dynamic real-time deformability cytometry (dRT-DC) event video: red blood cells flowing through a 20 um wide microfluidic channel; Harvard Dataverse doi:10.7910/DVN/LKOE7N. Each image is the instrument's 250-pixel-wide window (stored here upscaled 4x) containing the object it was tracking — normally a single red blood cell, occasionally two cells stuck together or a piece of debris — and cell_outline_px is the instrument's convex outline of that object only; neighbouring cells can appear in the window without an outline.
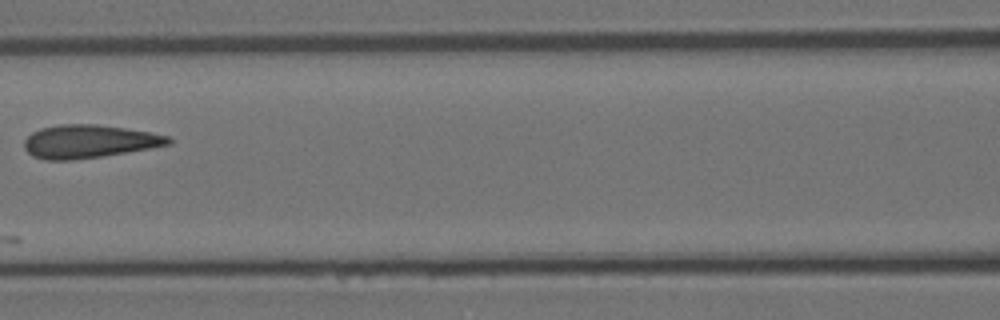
{"species": "Egyptian fruit bat (a non-hibernating species)", "species_latin": "Rousettus aegyptiacus", "temperature_condition": "room temperature", "stored_images_in_passage": 10, "camera_frame_rate_fps": 3000, "um_per_image_px": 0.085, "animal": {"sex": "female"}, "frame": {"image": 1, "passage_image": 8, "time_ms": 2.333, "image_size_px": [1000, 320], "cell_outline_px": [[172, 144], [100, 156], [72, 160], [44, 160], [32, 156], [24, 148], [24, 140], [32, 132], [40, 128], [60, 124], [96, 124], [124, 128], [148, 132], [168, 136], [172, 140]], "centroid_in_image_um": [7.51, 12.02], "position_along_channel_um": 159.1, "area_um2": 27.63}}